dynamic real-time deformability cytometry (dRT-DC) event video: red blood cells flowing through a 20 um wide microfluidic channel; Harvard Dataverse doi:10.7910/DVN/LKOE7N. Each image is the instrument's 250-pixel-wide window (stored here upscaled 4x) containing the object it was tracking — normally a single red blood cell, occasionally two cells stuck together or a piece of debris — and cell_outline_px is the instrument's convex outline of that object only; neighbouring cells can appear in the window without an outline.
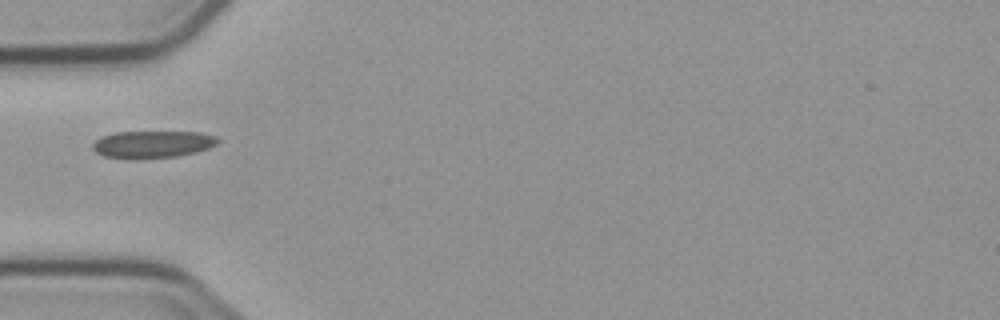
{"species": "common noctule bat (a hibernating species)", "species_latin": "Nyctalus noctula", "temperature_condition": "cold", "stored_images_in_passage": 1, "camera_frame_rate_fps": 3000, "um_per_image_px": 0.085, "animal": {"sex": "male", "body_mass_g": 23.1, "forearm_length_mm": 52.7}, "frame": {"image": 1, "passage_image": 1, "time_ms": 0.0, "image_size_px": [1000, 320], "cell_outline_px": [[220, 140], [216, 144], [208, 148], [196, 152], [176, 156], [132, 160], [104, 156], [96, 152], [92, 148], [92, 144], [100, 136], [116, 132], [200, 132], [216, 136]], "centroid_in_image_um": [12.93, 12.27], "position_along_channel_um": 72.1, "area_um2": 20.06}}